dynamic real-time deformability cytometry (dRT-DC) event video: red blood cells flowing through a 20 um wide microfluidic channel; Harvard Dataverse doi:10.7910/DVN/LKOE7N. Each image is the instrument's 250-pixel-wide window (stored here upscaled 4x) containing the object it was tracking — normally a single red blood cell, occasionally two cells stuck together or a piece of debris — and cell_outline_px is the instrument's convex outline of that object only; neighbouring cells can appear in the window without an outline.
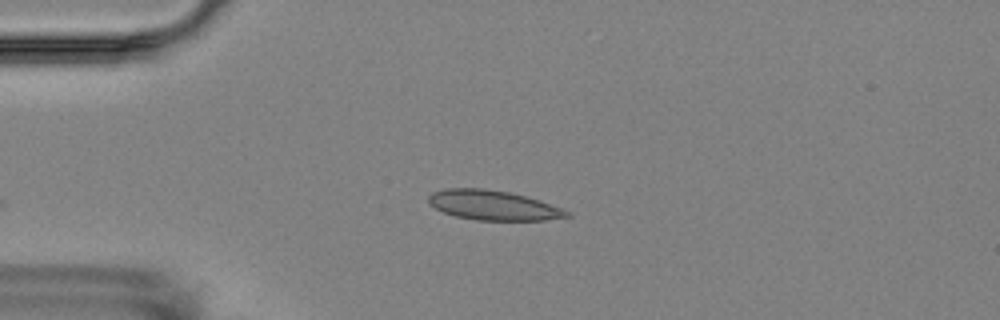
{"species": "Egyptian fruit bat (a non-hibernating species)", "species_latin": "Rousettus aegyptiacus", "temperature_condition": "room temperature", "stored_images_in_passage": 4, "camera_frame_rate_fps": 3000, "um_per_image_px": 0.085, "animal": {"sex": "female"}, "frame": {"image": 1, "passage_image": 1, "time_ms": 0.0, "image_size_px": [1000, 320], "cell_outline_px": [[572, 216], [544, 220], [476, 220], [456, 216], [444, 212], [428, 204], [428, 196], [432, 192], [448, 188], [484, 188], [508, 192], [540, 200], [572, 212]], "centroid_in_image_um": [41.93, 17.45], "position_along_channel_um": 43.1, "area_um2": 23.93}}
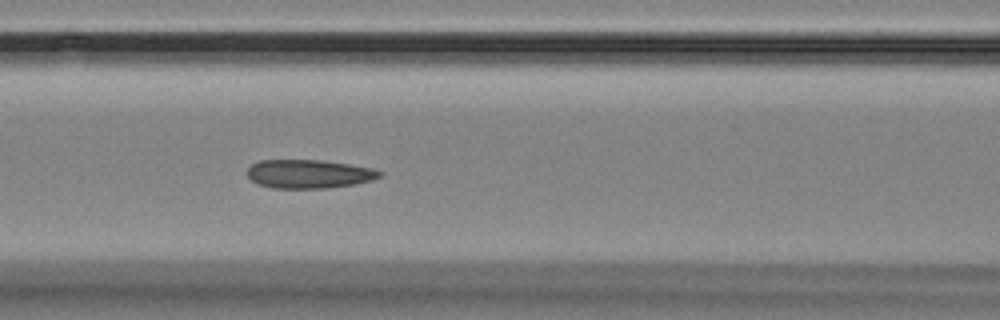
{"frame": {"image": 2, "passage_image": 4, "time_ms": 3.333, "image_size_px": [1000, 320], "cell_outline_px": [[384, 172], [380, 176], [372, 180], [356, 184], [328, 188], [272, 188], [260, 184], [252, 180], [244, 172], [252, 164], [260, 160], [320, 160], [348, 164], [372, 168]], "centroid_in_image_um": [26.25, 14.78], "position_along_channel_um": 140.3, "area_um2": 22.14}}